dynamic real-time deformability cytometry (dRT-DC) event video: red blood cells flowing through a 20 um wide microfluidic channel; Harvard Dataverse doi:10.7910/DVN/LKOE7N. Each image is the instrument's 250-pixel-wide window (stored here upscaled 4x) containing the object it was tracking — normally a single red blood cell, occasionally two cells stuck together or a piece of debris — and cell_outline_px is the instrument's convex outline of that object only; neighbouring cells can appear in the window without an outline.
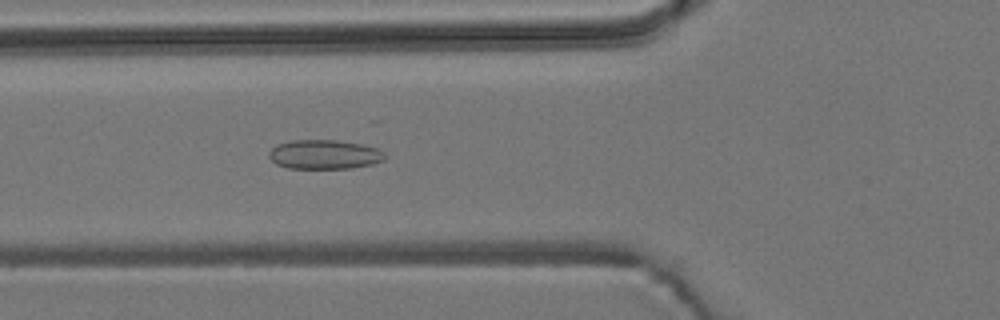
{"species": "common noctule bat (a hibernating species)", "species_latin": "Nyctalus noctula", "temperature_condition": "room temperature", "stored_images_in_passage": 30, "camera_frame_rate_fps": 3000, "um_per_image_px": 0.085, "animal": {"sex": "male", "body_mass_g": 19.2, "forearm_length_mm": 51.8}, "frame": {"image": 1, "passage_image": 7, "time_ms": 2.0, "image_size_px": [1000, 320], "cell_outline_px": [[388, 156], [384, 160], [372, 164], [352, 168], [288, 168], [276, 164], [268, 156], [268, 152], [276, 144], [292, 140], [336, 140], [364, 144], [376, 148], [384, 152]], "centroid_in_image_um": [27.59, 13.12], "position_along_channel_um": 98.2, "area_um2": 19.94}}
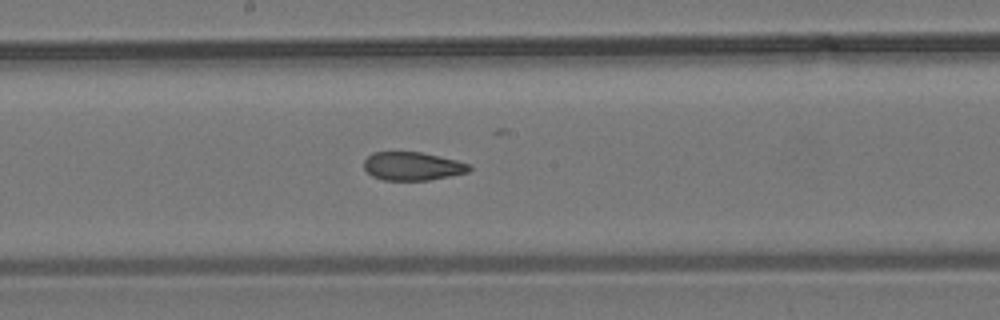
{"frame": {"image": 2, "passage_image": 16, "time_ms": 5.0, "image_size_px": [1000, 320], "cell_outline_px": [[472, 168], [468, 172], [428, 180], [384, 180], [372, 176], [364, 168], [364, 160], [372, 152], [420, 152], [456, 160], [468, 164]], "centroid_in_image_um": [35.03, 14.12], "position_along_channel_um": 213.2, "area_um2": 17.22}}
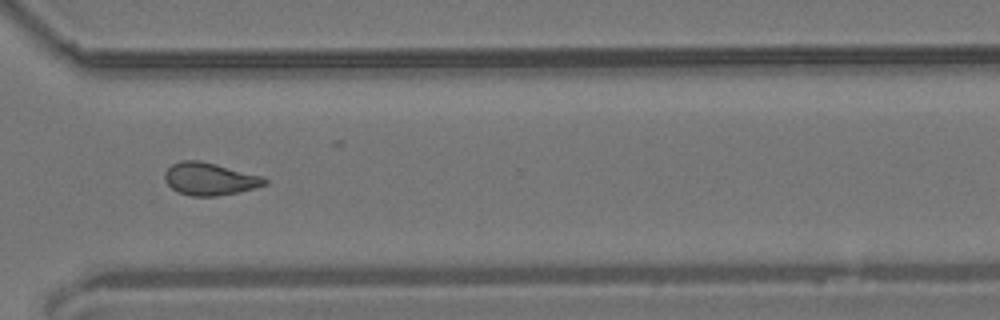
{"frame": {"image": 3, "passage_image": 27, "time_ms": 8.667, "image_size_px": [1000, 320], "cell_outline_px": [[268, 184], [256, 188], [216, 196], [192, 196], [180, 192], [172, 188], [164, 180], [164, 172], [172, 164], [180, 160], [200, 160], [264, 176], [268, 180]], "centroid_in_image_um": [17.84, 15.2], "position_along_channel_um": 352.8, "area_um2": 19.02}, "authors_computed_cell_mechanics": {"area_um2": 18.3804, "velocity_mm_per_s": 3.8174, "shape_relaxation_time_tau1_ms": null, "shape_relaxation_time_tau2_ms": 1.6126, "deformation_change_tau1": null, "deformation_change_tau2": 0.09}}